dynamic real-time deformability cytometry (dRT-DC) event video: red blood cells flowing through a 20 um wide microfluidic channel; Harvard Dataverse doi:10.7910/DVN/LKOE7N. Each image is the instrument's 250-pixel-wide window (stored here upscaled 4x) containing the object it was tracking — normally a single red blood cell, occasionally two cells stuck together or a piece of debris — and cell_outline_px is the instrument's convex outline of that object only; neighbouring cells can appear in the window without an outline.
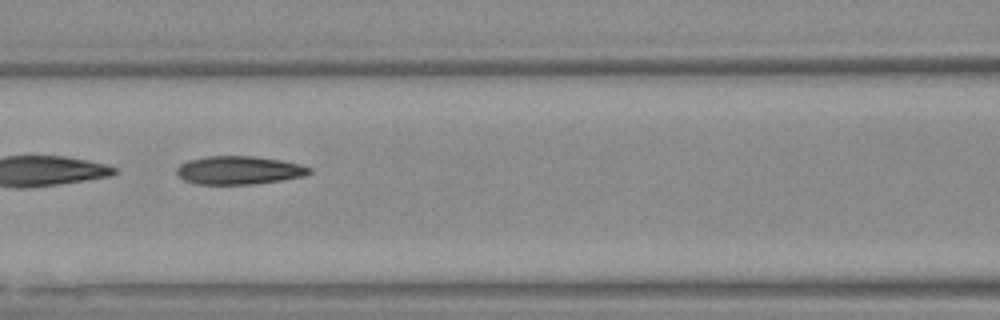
{"species": "Egyptian fruit bat (a non-hibernating species)", "species_latin": "Rousettus aegyptiacus", "temperature_condition": "warm", "stored_images_in_passage": 38, "camera_frame_rate_fps": 3000, "um_per_image_px": 0.085, "animal": {"sex": "female"}, "frame": {"image": 1, "passage_image": 12, "time_ms": 3.667, "image_size_px": [1000, 320], "cell_outline_px": [[312, 172], [300, 176], [276, 180], [244, 184], [204, 184], [188, 180], [180, 176], [180, 164], [192, 160], [212, 156], [248, 156], [276, 160], [296, 164], [308, 168]], "centroid_in_image_um": [20.3, 14.46], "position_along_channel_um": 146.3, "area_um2": 20.4}, "authors_computed_cell_mechanics": {"area_um2": 20.4034, "velocity_mm_per_s": 3.7327, "shape_relaxation_time_tau1_ms": 8.7915, "shape_relaxation_time_tau2_ms": 4.0629, "deformation_change_tau1": 0.2394, "deformation_change_tau2": 0.1353}}